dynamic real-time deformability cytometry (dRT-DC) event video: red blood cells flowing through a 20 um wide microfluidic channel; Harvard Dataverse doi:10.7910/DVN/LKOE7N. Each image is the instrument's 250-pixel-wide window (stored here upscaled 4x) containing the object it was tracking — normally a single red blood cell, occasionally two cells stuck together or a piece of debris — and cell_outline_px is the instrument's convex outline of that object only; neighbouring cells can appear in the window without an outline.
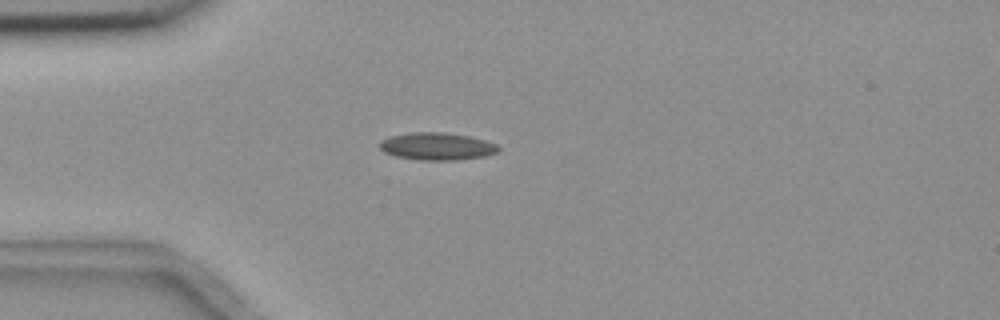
{"species": "common noctule bat (a hibernating species)", "species_latin": "Nyctalus noctula", "temperature_condition": "room temperature", "stored_images_in_passage": 4, "camera_frame_rate_fps": 3000, "um_per_image_px": 0.085, "animal": {"sex": "female", "body_mass_g": 18.4}, "frame": {"image": 1, "passage_image": 3, "time_ms": 2.333, "image_size_px": [1000, 320], "cell_outline_px": [[500, 148], [496, 152], [484, 156], [456, 160], [420, 160], [396, 156], [384, 152], [380, 148], [380, 140], [388, 136], [412, 132], [444, 132], [468, 136], [484, 140], [496, 144]], "centroid_in_image_um": [37.1, 12.43], "position_along_channel_um": 47.9, "area_um2": 18.9}}